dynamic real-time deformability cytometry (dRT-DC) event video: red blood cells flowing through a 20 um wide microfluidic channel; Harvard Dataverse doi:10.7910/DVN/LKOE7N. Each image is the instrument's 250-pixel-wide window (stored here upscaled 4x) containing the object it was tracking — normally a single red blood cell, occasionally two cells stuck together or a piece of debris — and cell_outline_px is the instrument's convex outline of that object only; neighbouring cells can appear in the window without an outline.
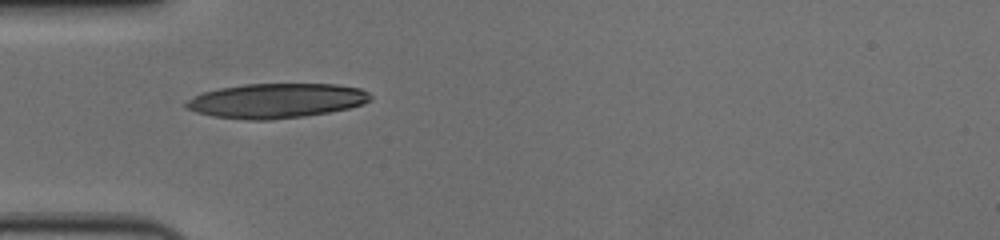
{"species": "human", "species_latin": "Homo sapiens", "temperature_condition": "cold", "stored_images_in_passage": 40, "camera_frame_rate_fps": 3000, "um_per_image_px": 0.085, "donor": {"sex": "female"}, "frame": {"image": 1, "passage_image": 1, "time_ms": 0.0, "image_size_px": [1000, 240], "cell_outline_px": [[372, 96], [364, 104], [348, 108], [328, 112], [304, 116], [272, 120], [248, 120], [212, 116], [196, 112], [188, 108], [184, 104], [192, 96], [200, 92], [220, 88], [244, 84], [336, 84], [360, 88], [368, 92]], "centroid_in_image_um": [23.46, 8.56], "position_along_channel_um": 61.5, "area_um2": 37.28}}
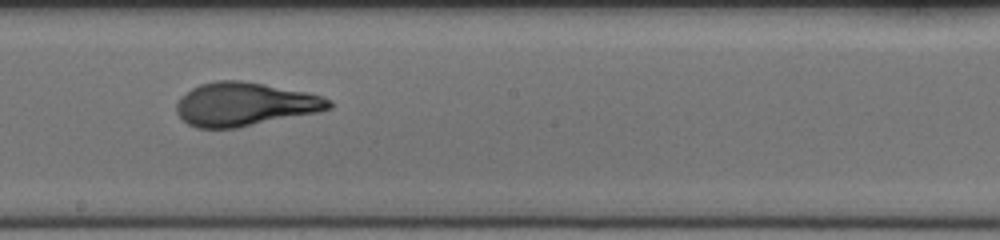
{"frame": {"image": 2, "passage_image": 15, "time_ms": 4.667, "image_size_px": [1000, 240], "cell_outline_px": [[332, 108], [316, 112], [236, 128], [196, 128], [188, 124], [176, 112], [176, 104], [180, 96], [192, 88], [200, 84], [216, 80], [240, 80], [264, 84], [308, 92], [332, 100]], "centroid_in_image_um": [20.78, 8.85], "position_along_channel_um": 227.4, "area_um2": 38.55}}
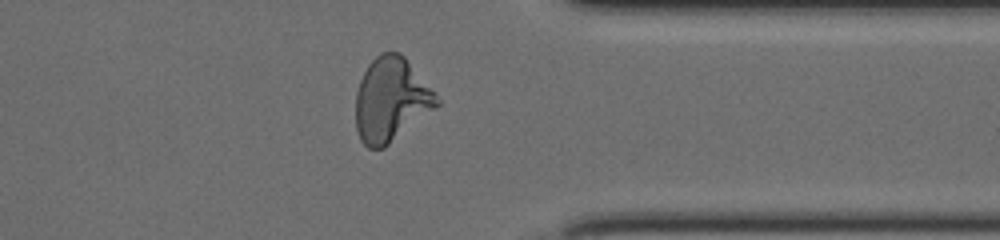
{"frame": {"image": 3, "passage_image": 28, "time_ms": 9.0, "image_size_px": [1000, 240], "cell_outline_px": [[440, 104], [436, 108], [384, 148], [368, 148], [360, 140], [356, 128], [356, 92], [360, 80], [368, 64], [380, 52], [400, 52], [404, 56], [436, 92], [440, 100]], "centroid_in_image_um": [33.25, 8.47], "position_along_channel_um": 378.2, "area_um2": 39.82}, "authors_computed_cell_mechanics": {"area_um2": 38.148, "velocity_mm_per_s": 3.6207, "shape_relaxation_time_tau1_ms": 5.1328, "shape_relaxation_time_tau2_ms": 0.9011, "deformation_change_tau1": 0.2213, "deformation_change_tau2": 0.0713}}